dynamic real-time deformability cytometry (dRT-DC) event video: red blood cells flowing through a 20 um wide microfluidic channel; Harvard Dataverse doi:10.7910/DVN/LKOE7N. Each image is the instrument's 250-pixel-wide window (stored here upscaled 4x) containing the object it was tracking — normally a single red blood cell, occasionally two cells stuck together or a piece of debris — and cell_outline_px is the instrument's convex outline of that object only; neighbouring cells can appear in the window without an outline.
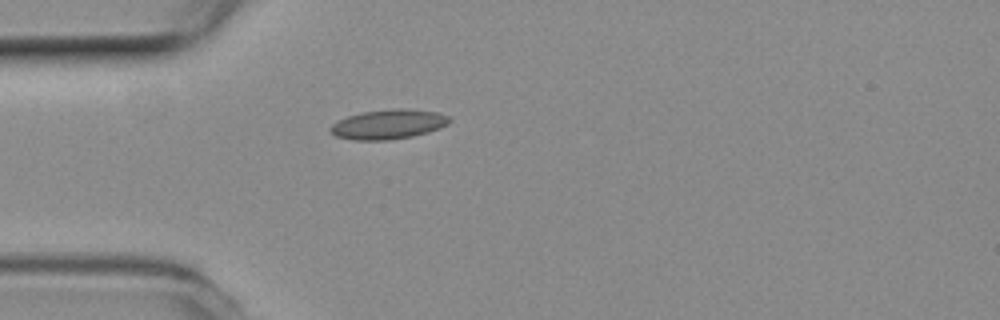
{"species": "common noctule bat (a hibernating species)", "species_latin": "Nyctalus noctula", "temperature_condition": "room temperature", "stored_images_in_passage": 1, "camera_frame_rate_fps": 3000, "um_per_image_px": 0.085, "animal": {"sex": "female", "body_mass_g": 19.3, "forearm_length_mm": 54.1}, "frame": {"image": 1, "passage_image": 1, "time_ms": 0.0, "image_size_px": [1000, 320], "cell_outline_px": [[452, 120], [448, 124], [440, 128], [428, 132], [412, 136], [388, 140], [352, 140], [336, 136], [328, 132], [328, 128], [332, 124], [348, 116], [364, 112], [396, 108], [408, 108], [436, 112], [448, 116]], "centroid_in_image_um": [33.01, 10.57], "position_along_channel_um": 52.0, "area_um2": 20.58}}